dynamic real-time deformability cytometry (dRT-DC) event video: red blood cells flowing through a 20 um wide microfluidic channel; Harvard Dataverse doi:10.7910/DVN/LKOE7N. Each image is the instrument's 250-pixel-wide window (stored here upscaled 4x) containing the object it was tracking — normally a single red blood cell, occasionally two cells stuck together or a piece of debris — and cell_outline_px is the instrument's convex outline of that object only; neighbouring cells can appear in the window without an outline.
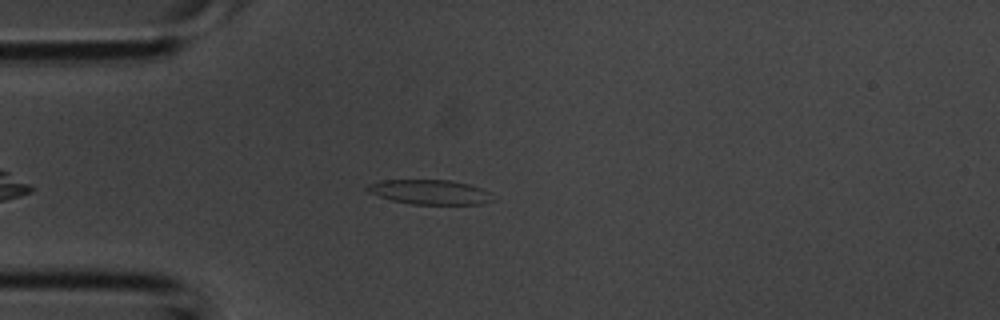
{"species": "common noctule bat (a hibernating species)", "species_latin": "Nyctalus noctula", "temperature_condition": "room temperature", "stored_images_in_passage": 3, "camera_frame_rate_fps": 3000, "um_per_image_px": 0.085, "animal": {"sex": "male", "body_mass_g": 20.1, "forearm_length_mm": 53.5}, "frame": {"image": 1, "passage_image": 3, "time_ms": 0.667, "image_size_px": [1000, 320], "cell_outline_px": [[492, 200], [480, 204], [412, 204], [392, 200], [368, 192], [364, 188], [368, 184], [380, 180], [452, 180], [468, 184], [480, 188], [488, 192]], "centroid_in_image_um": [36.47, 16.31], "position_along_channel_um": 48.5, "area_um2": 17.8}}